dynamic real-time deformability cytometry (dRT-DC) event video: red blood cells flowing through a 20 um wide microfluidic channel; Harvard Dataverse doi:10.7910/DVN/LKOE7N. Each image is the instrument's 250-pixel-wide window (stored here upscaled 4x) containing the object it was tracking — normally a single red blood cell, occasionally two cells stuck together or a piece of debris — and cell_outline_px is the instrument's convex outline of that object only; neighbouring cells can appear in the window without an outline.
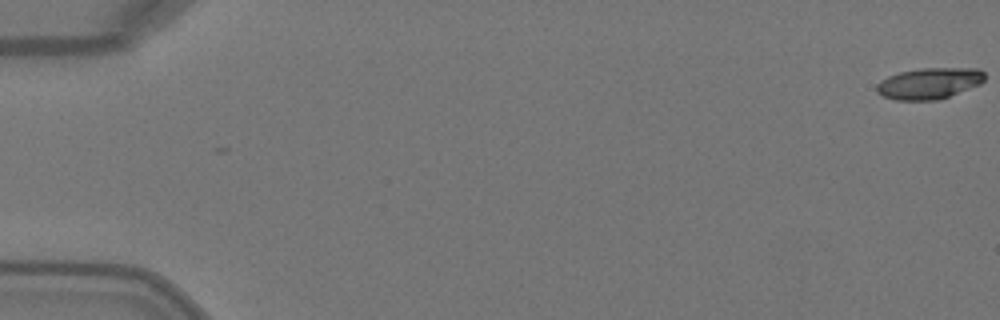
{"species": "Egyptian fruit bat (a non-hibernating species)", "species_latin": "Rousettus aegyptiacus", "temperature_condition": "warm", "stored_images_in_passage": 6, "camera_frame_rate_fps": 3000, "um_per_image_px": 0.085, "animal": {"sex": "female"}, "frame": {"image": 1, "passage_image": 1, "time_ms": 0.0, "image_size_px": [1000, 320], "cell_outline_px": [[984, 80], [980, 84], [940, 100], [896, 100], [884, 96], [876, 92], [876, 84], [880, 80], [888, 76], [900, 72], [920, 68], [980, 68], [984, 72]], "centroid_in_image_um": [78.98, 7.08], "position_along_channel_um": 6.0, "area_um2": 19.77}}